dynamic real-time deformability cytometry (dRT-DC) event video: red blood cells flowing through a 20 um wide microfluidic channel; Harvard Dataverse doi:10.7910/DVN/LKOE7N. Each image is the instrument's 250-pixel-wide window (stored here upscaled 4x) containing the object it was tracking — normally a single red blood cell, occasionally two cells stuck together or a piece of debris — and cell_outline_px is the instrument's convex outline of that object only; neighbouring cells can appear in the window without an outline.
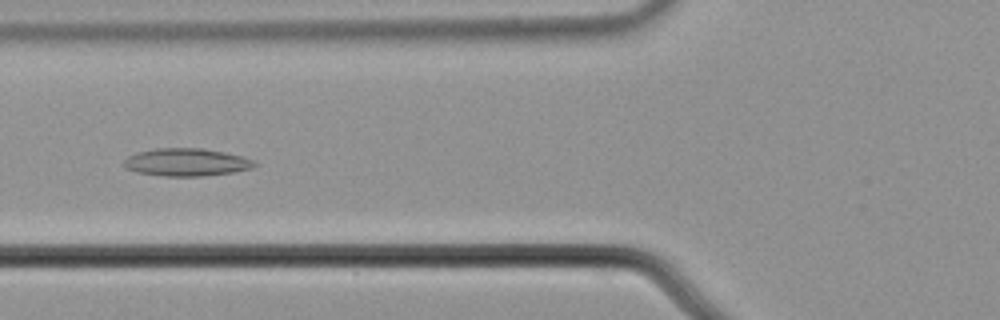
{"species": "common noctule bat (a hibernating species)", "species_latin": "Nyctalus noctula", "temperature_condition": "cold", "stored_images_in_passage": 48, "camera_frame_rate_fps": 3000, "um_per_image_px": 0.085, "animal": {"sex": "male", "body_mass_g": 21.5, "forearm_length_mm": 52.0}, "frame": {"image": 1, "passage_image": 14, "time_ms": 4.333, "image_size_px": [1000, 320], "cell_outline_px": [[260, 164], [252, 168], [232, 172], [200, 176], [164, 176], [136, 172], [124, 168], [124, 160], [128, 156], [136, 152], [156, 148], [200, 148], [224, 152], [244, 156]], "centroid_in_image_um": [15.84, 13.78], "position_along_channel_um": 110.0, "area_um2": 21.15}}
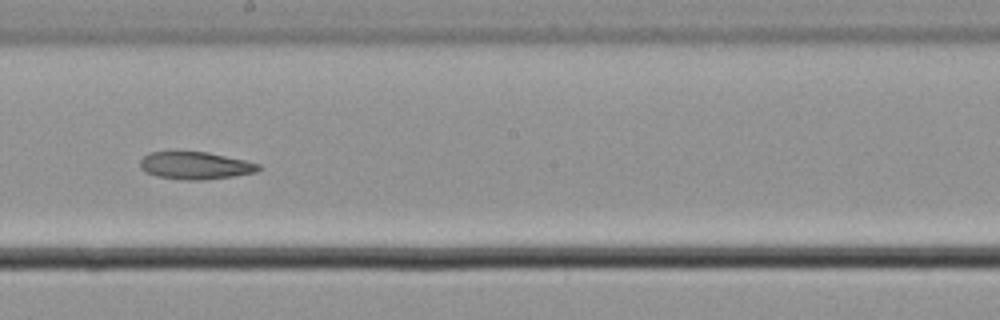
{"frame": {"image": 2, "passage_image": 24, "time_ms": 7.667, "image_size_px": [1000, 320], "cell_outline_px": [[260, 168], [256, 172], [232, 176], [204, 180], [180, 180], [156, 176], [144, 172], [140, 168], [140, 160], [148, 152], [208, 152], [244, 160], [260, 164]], "centroid_in_image_um": [16.56, 14.08], "position_along_channel_um": 231.6, "area_um2": 18.96}}
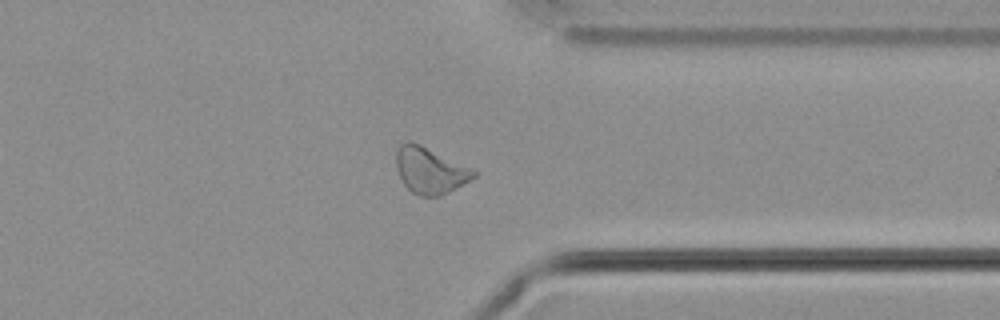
{"frame": {"image": 3, "passage_image": 36, "time_ms": 11.667, "image_size_px": [1000, 320], "cell_outline_px": [[476, 176], [456, 188], [440, 196], [420, 196], [412, 192], [404, 184], [396, 168], [396, 152], [400, 144], [408, 140], [420, 144], [476, 172]], "centroid_in_image_um": [36.49, 14.49], "position_along_channel_um": 374.9, "area_um2": 20.35}}